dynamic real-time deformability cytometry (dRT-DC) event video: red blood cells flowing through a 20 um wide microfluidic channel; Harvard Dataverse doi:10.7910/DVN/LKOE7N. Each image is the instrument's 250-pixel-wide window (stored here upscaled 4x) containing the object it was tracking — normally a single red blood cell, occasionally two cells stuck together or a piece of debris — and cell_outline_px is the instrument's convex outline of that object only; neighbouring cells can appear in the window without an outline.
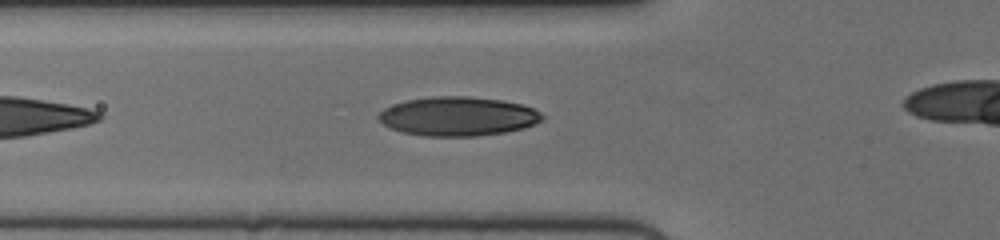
{"species": "human", "species_latin": "Homo sapiens", "temperature_condition": "cold", "stored_images_in_passage": 34, "camera_frame_rate_fps": 3000, "um_per_image_px": 0.085, "donor": {"sex": "female"}, "frame": {"image": 1, "passage_image": 5, "time_ms": 1.333, "image_size_px": [1000, 240], "cell_outline_px": [[544, 120], [536, 124], [524, 128], [504, 132], [476, 136], [424, 136], [404, 132], [392, 128], [376, 120], [376, 116], [384, 108], [408, 100], [432, 96], [468, 96], [500, 100], [524, 104], [540, 112], [544, 116]], "centroid_in_image_um": [38.95, 9.89], "position_along_channel_um": 86.9, "area_um2": 37.34}}
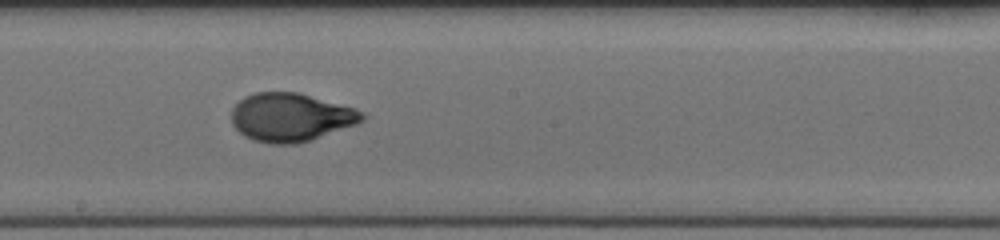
{"frame": {"image": 2, "passage_image": 16, "time_ms": 5.0, "image_size_px": [1000, 240], "cell_outline_px": [[368, 116], [364, 120], [356, 124], [312, 140], [296, 144], [268, 144], [252, 140], [244, 136], [232, 124], [232, 108], [244, 96], [252, 92], [300, 92], [356, 108], [364, 112]], "centroid_in_image_um": [24.73, 9.96], "position_along_channel_um": 223.5, "area_um2": 37.34}}
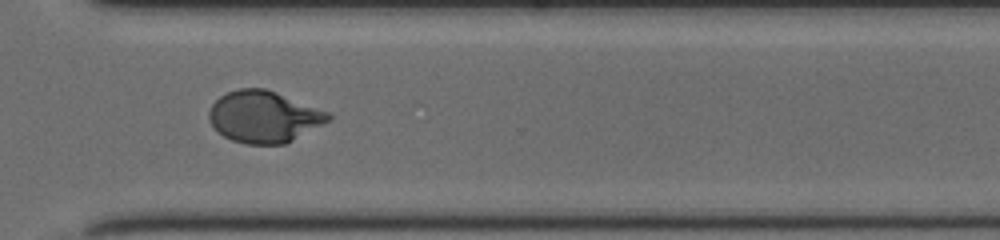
{"frame": {"image": 3, "passage_image": 26, "time_ms": 8.333, "image_size_px": [1000, 240], "cell_outline_px": [[332, 120], [284, 144], [244, 144], [232, 140], [224, 136], [208, 120], [208, 112], [212, 104], [220, 96], [228, 92], [240, 88], [264, 88], [276, 92], [332, 112]], "centroid_in_image_um": [22.47, 9.91], "position_along_channel_um": 348.1, "area_um2": 36.01}, "authors_computed_cell_mechanics": {"area_um2": 36.2984, "velocity_mm_per_s": 3.7324, "shape_relaxation_time_tau1_ms": 4.2559, "shape_relaxation_time_tau2_ms": null, "deformation_change_tau1": 0.2187, "deformation_change_tau2": null}}